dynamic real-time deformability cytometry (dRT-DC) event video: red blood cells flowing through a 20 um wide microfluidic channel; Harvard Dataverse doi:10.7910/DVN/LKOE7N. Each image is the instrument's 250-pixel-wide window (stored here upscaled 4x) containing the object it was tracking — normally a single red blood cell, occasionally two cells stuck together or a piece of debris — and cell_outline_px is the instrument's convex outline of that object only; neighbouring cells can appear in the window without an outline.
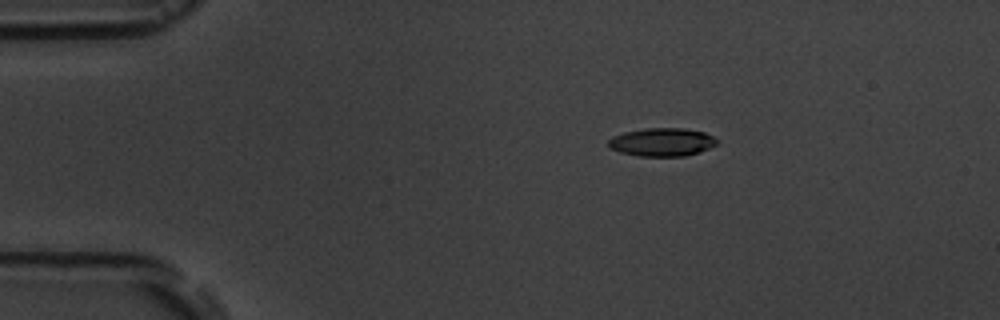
{"species": "common noctule bat (a hibernating species)", "species_latin": "Nyctalus noctula", "temperature_condition": "room temperature", "stored_images_in_passage": 3, "camera_frame_rate_fps": 3000, "um_per_image_px": 0.085, "animal": {"sex": "male", "body_mass_g": 19.5, "forearm_length_mm": 54.6}, "frame": {"image": 1, "passage_image": 1, "time_ms": 0.0, "image_size_px": [1000, 320], "cell_outline_px": [[720, 144], [700, 152], [684, 156], [640, 156], [620, 152], [608, 148], [608, 140], [612, 136], [624, 132], [644, 128], [684, 128], [704, 132], [720, 140]], "centroid_in_image_um": [56.3, 12.08], "position_along_channel_um": 28.7, "area_um2": 18.15}}